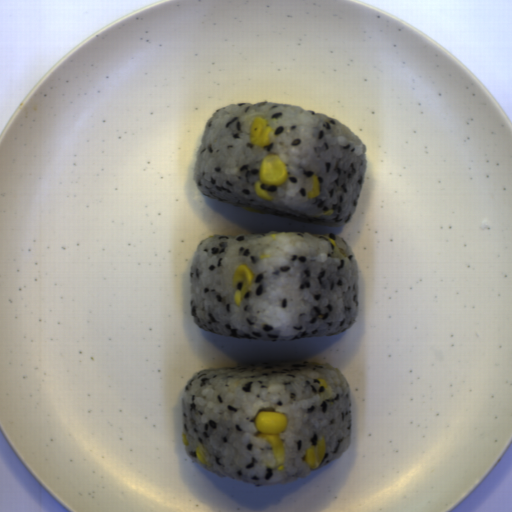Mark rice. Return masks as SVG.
Segmentation results:
<instances>
[{
  "label": "rice",
  "mask_w": 512,
  "mask_h": 512,
  "mask_svg": "<svg viewBox=\"0 0 512 512\" xmlns=\"http://www.w3.org/2000/svg\"><path fill=\"white\" fill-rule=\"evenodd\" d=\"M327 382L332 396L320 399ZM287 416L280 434L284 470L274 469L271 446L256 438L259 411ZM182 434L187 456L199 467L246 485L264 486L293 481L338 459L351 444L352 401L349 384L334 366L319 363L240 366L205 369L186 383L181 401ZM320 436L326 454L310 469L304 453ZM203 446L206 462L196 456Z\"/></svg>",
  "instance_id": "2"
},
{
  "label": "rice",
  "mask_w": 512,
  "mask_h": 512,
  "mask_svg": "<svg viewBox=\"0 0 512 512\" xmlns=\"http://www.w3.org/2000/svg\"><path fill=\"white\" fill-rule=\"evenodd\" d=\"M331 237L346 253L332 257ZM255 278L240 307L232 286L239 265ZM358 262L340 237L277 231L212 235L200 241L190 265L192 320L211 334L284 341L328 337L354 326L359 307Z\"/></svg>",
  "instance_id": "1"
},
{
  "label": "rice",
  "mask_w": 512,
  "mask_h": 512,
  "mask_svg": "<svg viewBox=\"0 0 512 512\" xmlns=\"http://www.w3.org/2000/svg\"><path fill=\"white\" fill-rule=\"evenodd\" d=\"M272 127L268 146L250 140L253 118ZM278 155L288 168L284 184L261 185L272 200L257 197L254 181L267 155ZM367 168V148L346 125L281 102L233 104L208 121L195 156L193 180L214 200L316 226H344L359 206ZM319 177L320 195L307 198L311 176ZM333 210V214L315 217Z\"/></svg>",
  "instance_id": "3"
}]
</instances>
